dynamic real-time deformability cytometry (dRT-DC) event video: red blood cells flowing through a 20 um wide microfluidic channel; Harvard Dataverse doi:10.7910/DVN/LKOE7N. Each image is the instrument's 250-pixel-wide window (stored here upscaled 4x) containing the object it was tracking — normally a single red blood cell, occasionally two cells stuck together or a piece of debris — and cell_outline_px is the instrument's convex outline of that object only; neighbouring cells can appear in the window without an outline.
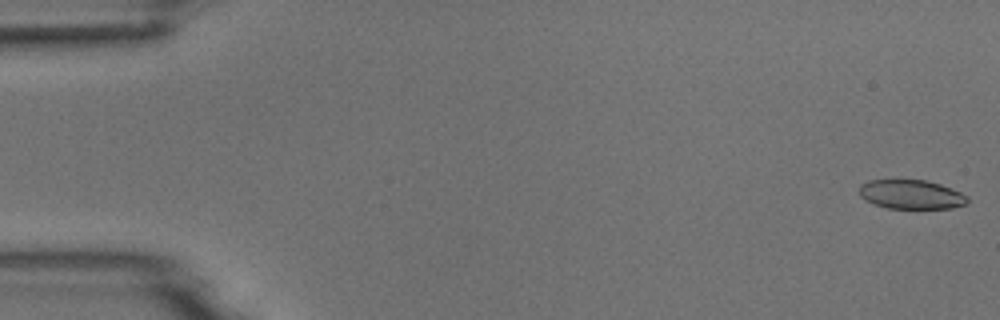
{"species": "common noctule bat (a hibernating species)", "species_latin": "Nyctalus noctula", "temperature_condition": "room temperature", "stored_images_in_passage": 5, "camera_frame_rate_fps": 3000, "um_per_image_px": 0.085, "animal": {"sex": "male", "body_mass_g": 18.8}, "frame": {"image": 1, "passage_image": 1, "time_ms": 0.0, "image_size_px": [1000, 320], "cell_outline_px": [[968, 204], [952, 208], [888, 208], [872, 204], [860, 196], [860, 184], [868, 180], [924, 180], [940, 184], [960, 192], [968, 196]], "centroid_in_image_um": [77.45, 16.53], "position_along_channel_um": 7.5, "area_um2": 18.38}}
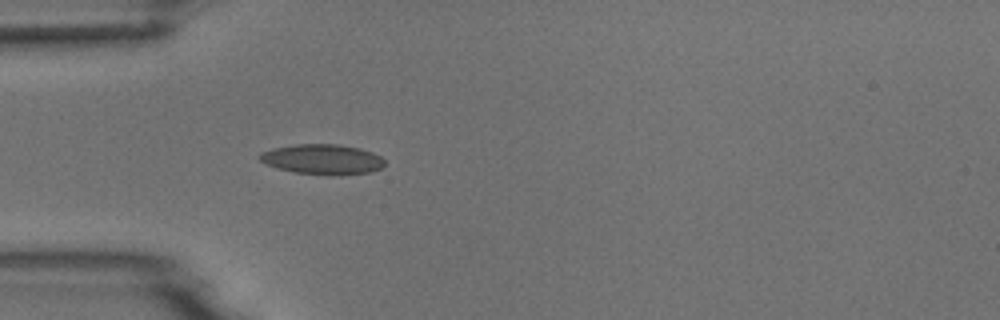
{"frame": {"image": 2, "passage_image": 5, "time_ms": 5.0, "image_size_px": [1000, 320], "cell_outline_px": [[384, 164], [380, 168], [372, 172], [340, 176], [328, 176], [296, 172], [276, 168], [260, 160], [256, 156], [260, 152], [272, 148], [296, 144], [336, 144], [360, 148], [372, 152], [380, 156], [384, 160]], "centroid_in_image_um": [27.4, 13.55], "position_along_channel_um": 57.6, "area_um2": 22.25}}